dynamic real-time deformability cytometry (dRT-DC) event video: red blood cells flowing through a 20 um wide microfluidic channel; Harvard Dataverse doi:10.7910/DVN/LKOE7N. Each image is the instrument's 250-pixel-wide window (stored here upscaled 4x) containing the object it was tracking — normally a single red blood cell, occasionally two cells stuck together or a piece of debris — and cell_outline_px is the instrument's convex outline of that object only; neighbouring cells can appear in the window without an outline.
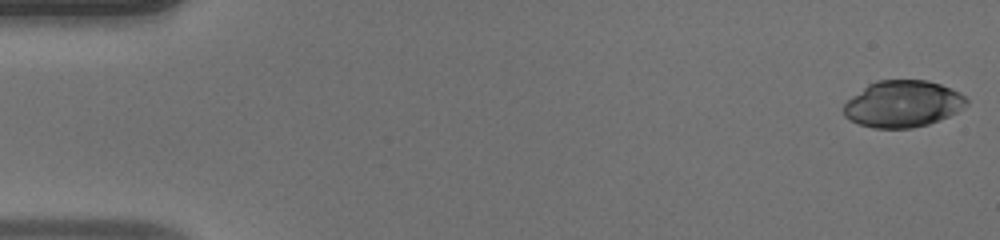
{"species": "human", "species_latin": "Homo sapiens", "temperature_condition": "warm", "stored_images_in_passage": 49, "camera_frame_rate_fps": 3000, "um_per_image_px": 0.085, "donor": {"sex": "male"}, "frame": {"image": 1, "passage_image": 1, "time_ms": 0.0, "image_size_px": [1000, 240], "cell_outline_px": [[968, 104], [964, 108], [940, 120], [928, 124], [912, 128], [872, 128], [860, 124], [844, 116], [844, 104], [852, 96], [868, 84], [876, 80], [928, 80], [940, 84], [960, 92], [968, 100]], "centroid_in_image_um": [76.76, 8.83], "position_along_channel_um": 8.2, "area_um2": 33.41}}
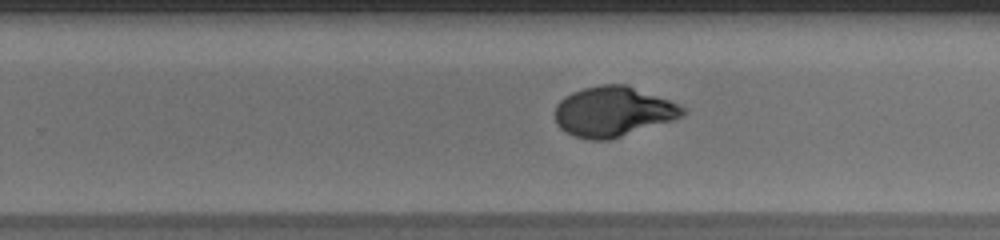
{"frame": {"image": 2, "passage_image": 31, "time_ms": 10.0, "image_size_px": [1000, 240], "cell_outline_px": [[688, 108], [684, 116], [672, 120], [608, 140], [592, 140], [576, 136], [560, 128], [556, 124], [556, 104], [564, 96], [572, 92], [584, 88], [600, 84], [628, 84]], "centroid_in_image_um": [52.13, 9.46], "position_along_channel_um": 277.7, "area_um2": 37.05}}
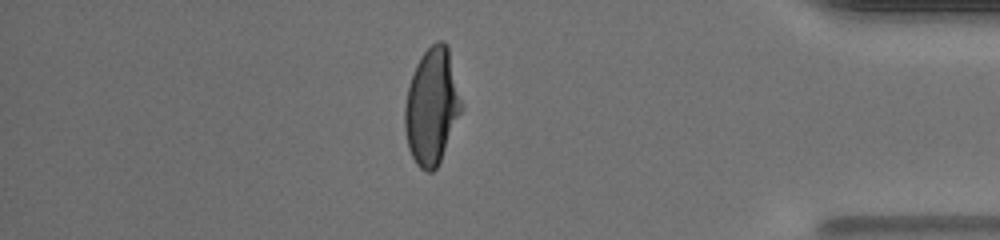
{"frame": {"image": 3, "passage_image": 42, "time_ms": 13.667, "image_size_px": [1000, 240], "cell_outline_px": [[464, 108], [440, 160], [436, 168], [432, 172], [428, 172], [420, 168], [416, 164], [408, 148], [404, 128], [404, 104], [408, 84], [416, 64], [420, 56], [436, 40], [444, 40], [448, 44]], "centroid_in_image_um": [36.71, 9.01], "position_along_channel_um": 398.5, "area_um2": 38.9}, "authors_computed_cell_mechanics": {"area_um2": 37.0498, "velocity_mm_per_s": 4.2044, "shape_relaxation_time_tau1_ms": 4.9129, "shape_relaxation_time_tau2_ms": 0.8304, "deformation_change_tau1": 0.2246, "deformation_change_tau2": 0.0415}}